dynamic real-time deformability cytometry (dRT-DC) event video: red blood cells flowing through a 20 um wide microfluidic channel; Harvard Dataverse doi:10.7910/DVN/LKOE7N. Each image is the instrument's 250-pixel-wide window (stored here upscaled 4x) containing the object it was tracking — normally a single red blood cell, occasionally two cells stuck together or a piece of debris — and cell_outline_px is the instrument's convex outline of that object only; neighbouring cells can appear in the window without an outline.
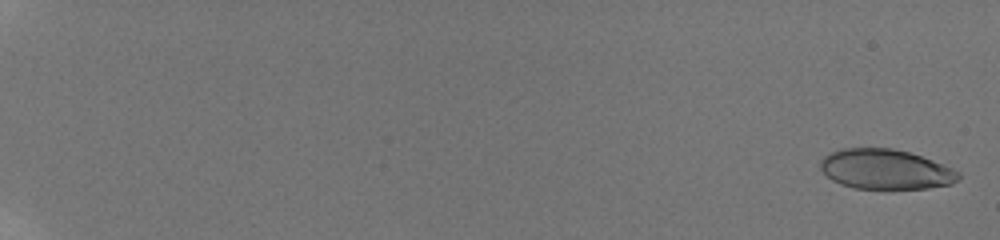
{"species": "human", "species_latin": "Homo sapiens", "temperature_condition": "room temperature", "stored_images_in_passage": 18, "camera_frame_rate_fps": 3000, "um_per_image_px": 0.085, "donor": {"sex": "male"}, "frame": {"image": 1, "passage_image": 1, "time_ms": 0.0, "image_size_px": [1000, 240], "cell_outline_px": [[960, 180], [952, 184], [928, 188], [856, 188], [840, 184], [832, 180], [820, 168], [820, 160], [824, 156], [840, 148], [892, 148], [908, 152], [932, 160], [960, 172]], "centroid_in_image_um": [75.27, 14.38], "position_along_channel_um": 9.7, "area_um2": 31.96}}
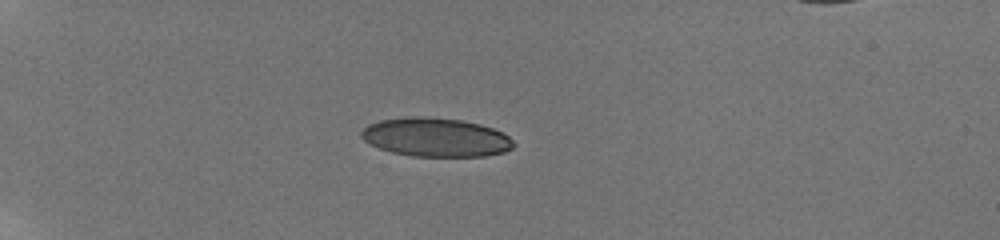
{"frame": {"image": 2, "passage_image": 12, "time_ms": 6.0, "image_size_px": [1000, 240], "cell_outline_px": [[516, 144], [512, 148], [504, 152], [484, 156], [412, 156], [392, 152], [380, 148], [364, 140], [360, 136], [360, 132], [368, 124], [380, 120], [412, 116], [424, 116], [460, 120], [480, 124], [492, 128], [508, 136]], "centroid_in_image_um": [37.03, 11.67], "position_along_channel_um": 48.0, "area_um2": 34.28}}
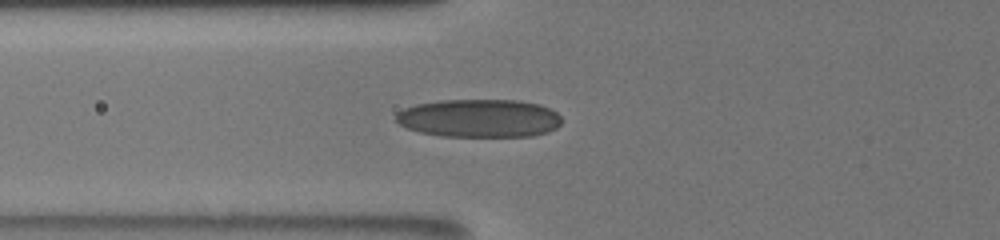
{"frame": {"image": 3, "passage_image": 17, "time_ms": 8.333, "image_size_px": [1000, 240], "cell_outline_px": [[560, 124], [556, 128], [548, 132], [532, 136], [440, 136], [420, 132], [408, 128], [400, 124], [396, 120], [396, 112], [404, 108], [416, 104], [440, 100], [516, 100], [540, 104], [556, 112], [560, 116]], "centroid_in_image_um": [40.73, 10.05], "position_along_channel_um": 85.1, "area_um2": 36.88}}